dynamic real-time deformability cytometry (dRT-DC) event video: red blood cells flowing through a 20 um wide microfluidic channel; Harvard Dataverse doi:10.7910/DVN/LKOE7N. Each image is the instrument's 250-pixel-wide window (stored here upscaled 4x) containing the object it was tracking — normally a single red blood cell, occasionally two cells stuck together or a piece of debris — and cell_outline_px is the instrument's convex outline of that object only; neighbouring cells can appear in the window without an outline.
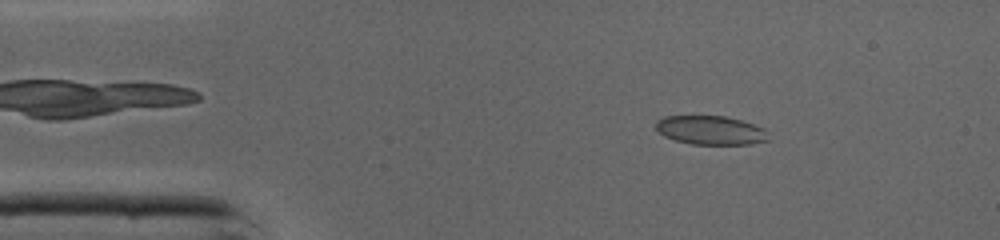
{"species": "common noctule bat (a hibernating species)", "species_latin": "Nyctalus noctula", "temperature_condition": "cold", "stored_images_in_passage": 42, "camera_frame_rate_fps": 3000, "um_per_image_px": 0.085, "animal": {"sex": "male", "body_mass_g": 19.0, "forearm_length_mm": 50.8}, "frame": {"image": 1, "passage_image": 3, "time_ms": 0.667, "image_size_px": [1000, 240], "cell_outline_px": [[768, 140], [752, 144], [692, 144], [676, 140], [664, 136], [656, 128], [656, 120], [664, 116], [724, 116], [740, 120], [764, 128]], "centroid_in_image_um": [60.38, 11.07], "position_along_channel_um": 24.6, "area_um2": 18.73}}
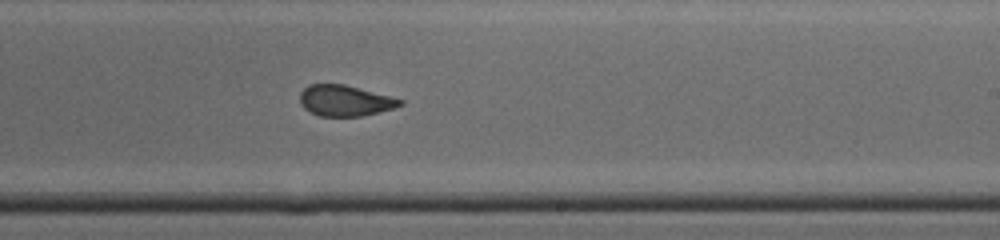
{"frame": {"image": 2, "passage_image": 23, "time_ms": 7.333, "image_size_px": [1000, 240], "cell_outline_px": [[404, 104], [392, 108], [364, 116], [320, 116], [304, 108], [300, 104], [300, 92], [308, 84], [344, 84], [404, 100]], "centroid_in_image_um": [29.3, 8.55], "position_along_channel_um": 259.7, "area_um2": 17.92}}
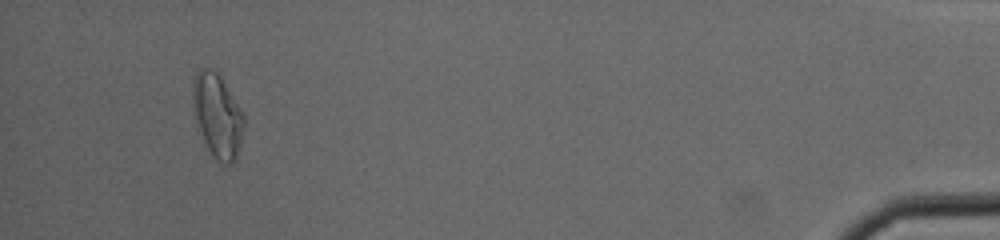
{"frame": {"image": 3, "passage_image": 39, "time_ms": 12.667, "image_size_px": [1000, 240], "cell_outline_px": [[244, 128], [236, 160], [232, 164], [224, 164], [216, 160], [212, 156], [196, 124], [192, 100], [192, 88], [196, 72], [200, 68], [212, 68], [220, 76], [244, 112]], "centroid_in_image_um": [18.49, 9.83], "position_along_channel_um": 416.7, "area_um2": 25.14}, "authors_computed_cell_mechanics": {"area_um2": 19.4786, "velocity_mm_per_s": 4.3698, "shape_relaxation_time_tau1_ms": 5.0858, "shape_relaxation_time_tau2_ms": 1.0354, "deformation_change_tau1": 0.1366, "deformation_change_tau2": 0.0593}}